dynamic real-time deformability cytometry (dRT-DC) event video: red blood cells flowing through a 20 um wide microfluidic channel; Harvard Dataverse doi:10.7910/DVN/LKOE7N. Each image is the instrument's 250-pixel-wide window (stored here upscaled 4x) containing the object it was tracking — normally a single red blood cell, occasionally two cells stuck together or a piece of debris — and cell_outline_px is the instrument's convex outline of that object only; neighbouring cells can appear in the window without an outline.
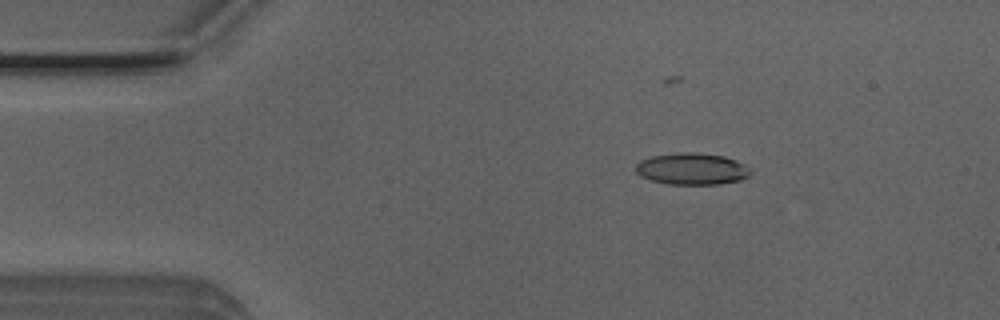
{"species": "Egyptian fruit bat (a non-hibernating species)", "species_latin": "Rousettus aegyptiacus", "temperature_condition": "room temperature", "stored_images_in_passage": 52, "camera_frame_rate_fps": 3000, "um_per_image_px": 0.085, "animal": {"sex": "male"}, "frame": {"image": 1, "passage_image": 7, "time_ms": 2.0, "image_size_px": [1000, 320], "cell_outline_px": [[752, 172], [748, 176], [740, 180], [720, 184], [668, 184], [652, 180], [640, 176], [636, 172], [636, 164], [640, 160], [652, 156], [680, 152], [692, 152], [724, 156], [736, 160], [744, 164]], "centroid_in_image_um": [58.81, 14.35], "position_along_channel_um": 26.2, "area_um2": 21.15}}
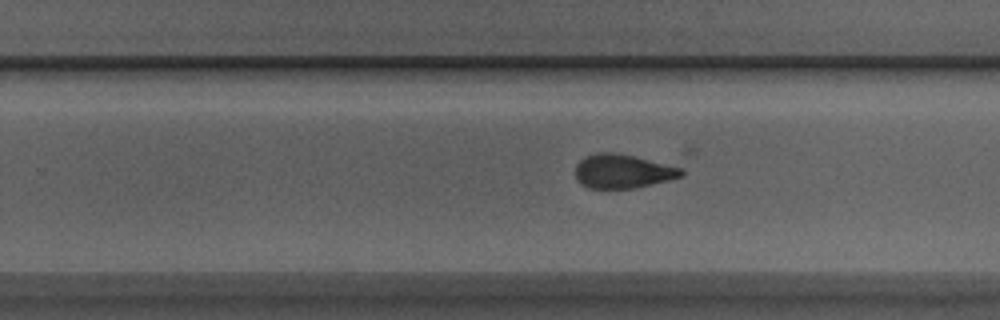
{"frame": {"image": 2, "passage_image": 31, "time_ms": 10.0, "image_size_px": [1000, 320], "cell_outline_px": [[684, 176], [668, 180], [632, 188], [588, 188], [580, 184], [576, 180], [576, 164], [584, 156], [596, 152], [616, 152], [636, 156], [680, 168], [684, 172]], "centroid_in_image_um": [52.88, 14.54], "position_along_channel_um": 276.9, "area_um2": 20.98}}
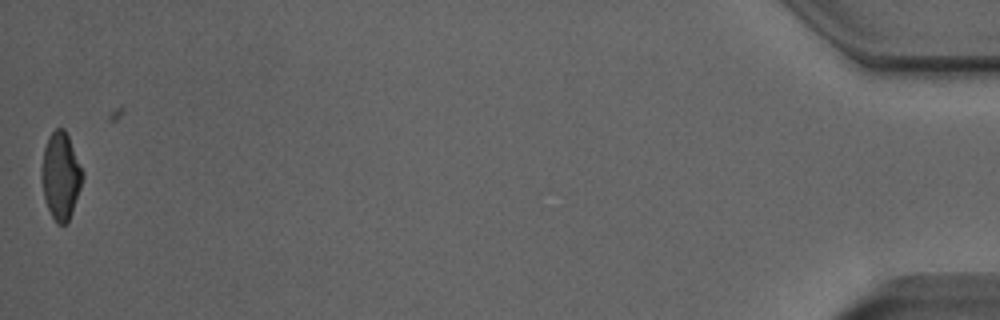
{"frame": {"image": 3, "passage_image": 51, "time_ms": 16.667, "image_size_px": [1000, 320], "cell_outline_px": [[84, 176], [72, 212], [68, 220], [64, 224], [56, 224], [48, 208], [44, 196], [40, 176], [44, 148], [48, 136], [56, 128], [64, 128], [68, 136], [84, 172]], "centroid_in_image_um": [5.15, 14.93], "position_along_channel_um": 430.0, "area_um2": 20.69}, "authors_computed_cell_mechanics": {"area_um2": 21.2704, "velocity_mm_per_s": 3.866, "shape_relaxation_time_tau1_ms": 5.1477, "shape_relaxation_time_tau2_ms": 1.8567, "deformation_change_tau1": 0.1632, "deformation_change_tau2": 0.0899}}